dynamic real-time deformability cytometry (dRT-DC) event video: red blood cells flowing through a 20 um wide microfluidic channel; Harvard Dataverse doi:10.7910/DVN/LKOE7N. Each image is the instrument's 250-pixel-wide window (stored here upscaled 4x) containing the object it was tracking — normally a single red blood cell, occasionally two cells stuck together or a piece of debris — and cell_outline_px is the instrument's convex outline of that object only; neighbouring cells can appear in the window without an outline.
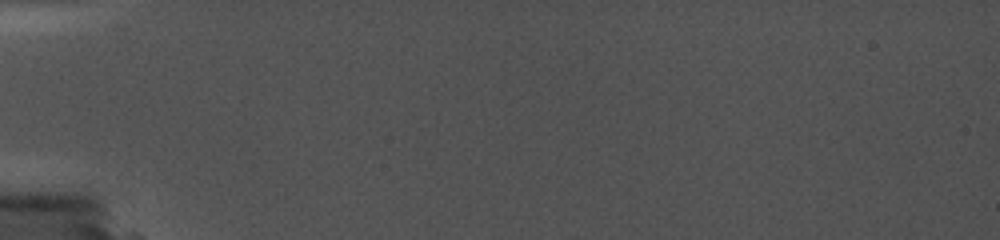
{"species": "common noctule bat (a hibernating species)", "species_latin": "Nyctalus noctula", "temperature_condition": "cold", "stored_images_in_passage": 4, "camera_frame_rate_fps": 5000, "um_per_image_px": 0.085, "animal": {"sex": "female", "body_mass_g": 19.0, "forearm_length_mm": 56.7}, "frame": {"image": 1, "passage_image": 3, "time_ms": 0.6, "image_size_px": [1000, 240], "cell_outline_px": [[684, 136], [628, 140], [528, 136], [520, 132], [520, 128], [528, 124], [556, 124], [652, 128], [684, 132]], "centroid_in_image_um": [50.7, 11.22], "position_along_channel_um": 34.3, "area_um2": 13.47}}